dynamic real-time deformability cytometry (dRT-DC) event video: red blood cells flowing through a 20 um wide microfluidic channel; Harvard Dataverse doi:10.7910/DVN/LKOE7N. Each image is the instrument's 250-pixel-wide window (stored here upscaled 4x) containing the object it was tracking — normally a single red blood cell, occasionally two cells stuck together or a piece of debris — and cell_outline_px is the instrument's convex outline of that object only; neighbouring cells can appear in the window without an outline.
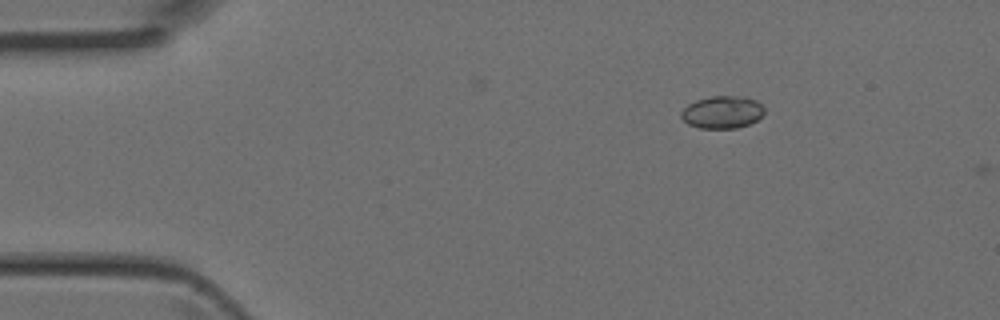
{"species": "Egyptian fruit bat (a non-hibernating species)", "species_latin": "Rousettus aegyptiacus", "temperature_condition": "room temperature", "stored_images_in_passage": 2, "camera_frame_rate_fps": 3000, "um_per_image_px": 0.085, "animal": {"sex": "female"}, "frame": {"image": 1, "passage_image": 1, "time_ms": 0.0, "image_size_px": [1000, 320], "cell_outline_px": [[764, 112], [756, 120], [748, 124], [736, 128], [700, 128], [688, 124], [680, 116], [680, 112], [688, 104], [696, 100], [712, 96], [744, 96], [756, 100], [764, 108]], "centroid_in_image_um": [61.38, 9.52], "position_along_channel_um": 23.6, "area_um2": 15.66}}